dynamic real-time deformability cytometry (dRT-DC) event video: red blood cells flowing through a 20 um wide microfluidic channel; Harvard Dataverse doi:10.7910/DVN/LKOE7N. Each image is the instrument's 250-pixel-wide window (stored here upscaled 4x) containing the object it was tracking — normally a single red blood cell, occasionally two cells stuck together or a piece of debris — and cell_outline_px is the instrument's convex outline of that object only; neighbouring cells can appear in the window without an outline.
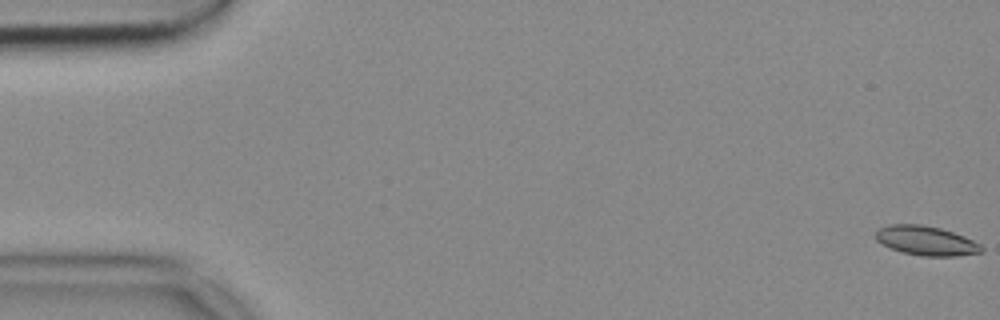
{"species": "common noctule bat (a hibernating species)", "species_latin": "Nyctalus noctula", "temperature_condition": "cold", "stored_images_in_passage": 55, "segment_of_instrument_passage": [1, 2], "camera_frame_rate_fps": 3000, "um_per_image_px": 0.085, "animal": {"sex": "female", "body_mass_g": 18.4}, "frame": {"image": 1, "passage_image": 1, "time_ms": 0.0, "image_size_px": [1000, 320], "cell_outline_px": [[984, 252], [956, 256], [920, 256], [900, 252], [876, 240], [876, 232], [880, 228], [888, 224], [920, 224], [940, 228], [964, 236], [980, 244], [984, 248]], "centroid_in_image_um": [78.74, 20.46], "position_along_channel_um": 6.3, "area_um2": 18.09}}
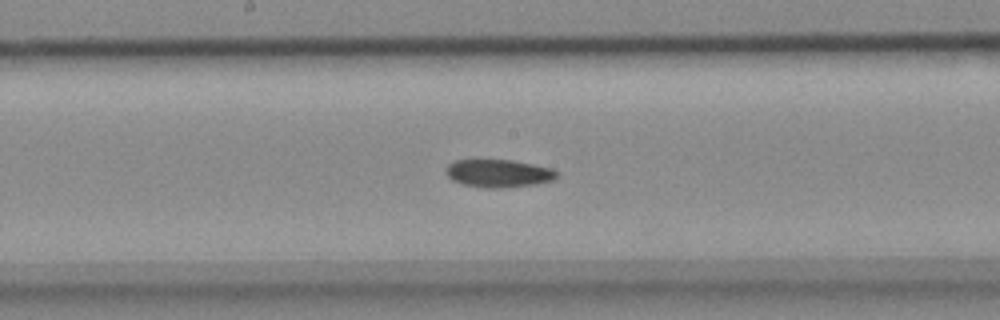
{"frame": {"image": 2, "passage_image": 28, "time_ms": 9.0, "image_size_px": [1000, 320], "cell_outline_px": [[560, 176], [552, 180], [536, 184], [504, 188], [484, 188], [464, 184], [452, 180], [444, 172], [444, 168], [448, 164], [456, 160], [512, 160], [552, 168], [560, 172]], "centroid_in_image_um": [42.39, 14.74], "position_along_channel_um": 205.8, "area_um2": 18.21}}
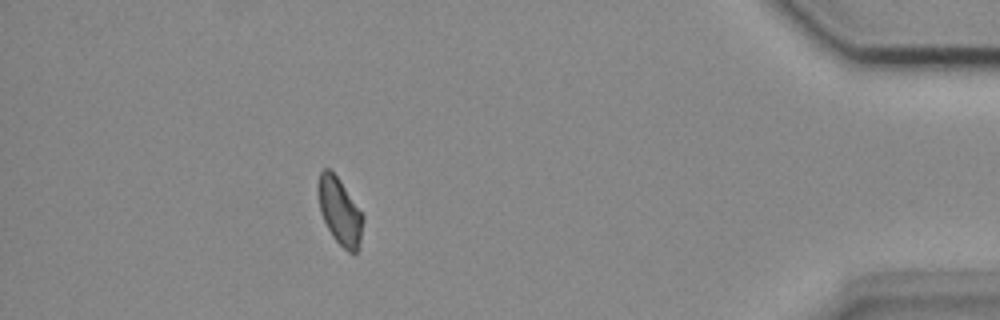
{"frame": {"image": 3, "passage_image": 48, "time_ms": 15.667, "image_size_px": [1000, 320], "cell_outline_px": [[364, 220], [360, 240], [356, 252], [348, 252], [332, 236], [320, 212], [316, 188], [320, 172], [324, 168], [328, 168], [340, 180], [364, 216]], "centroid_in_image_um": [28.85, 17.93], "position_along_channel_um": 406.3, "area_um2": 17.34}}